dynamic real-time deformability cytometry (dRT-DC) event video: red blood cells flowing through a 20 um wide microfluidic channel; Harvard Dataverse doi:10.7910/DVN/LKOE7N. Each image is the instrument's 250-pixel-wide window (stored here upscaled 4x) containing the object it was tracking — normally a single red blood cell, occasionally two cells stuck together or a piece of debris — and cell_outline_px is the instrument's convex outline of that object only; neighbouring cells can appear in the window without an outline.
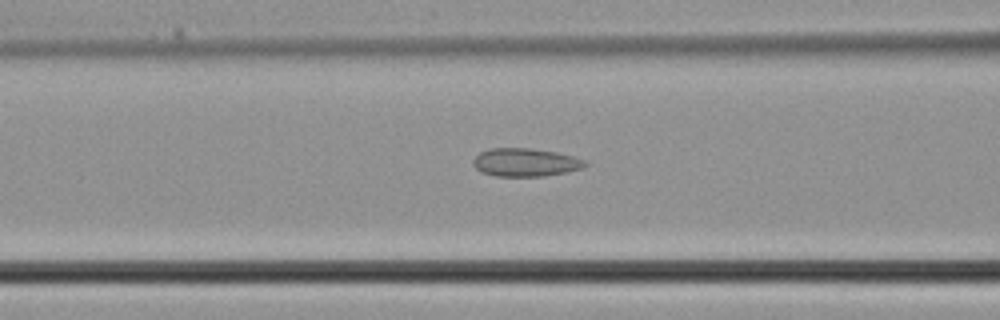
{"species": "common noctule bat (a hibernating species)", "species_latin": "Nyctalus noctula", "temperature_condition": "cold", "stored_images_in_passage": 24, "camera_frame_rate_fps": 3000, "um_per_image_px": 0.085, "animal": {"sex": "male", "body_mass_g": 21.5, "forearm_length_mm": 52.0}, "frame": {"image": 1, "passage_image": 8, "time_ms": 2.333, "image_size_px": [1000, 320], "cell_outline_px": [[588, 164], [584, 168], [568, 172], [544, 176], [496, 176], [480, 172], [472, 164], [472, 160], [480, 152], [488, 148], [532, 148], [556, 152], [588, 160]], "centroid_in_image_um": [44.68, 13.8], "position_along_channel_um": 121.9, "area_um2": 18.67}}
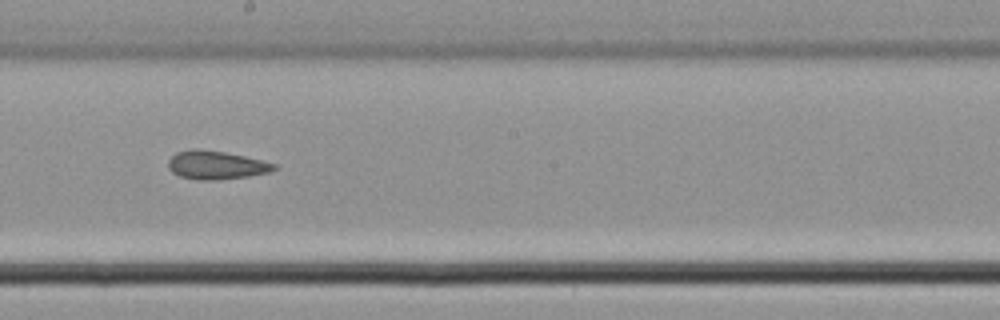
{"frame": {"image": 2, "passage_image": 14, "time_ms": 4.333, "image_size_px": [1000, 320], "cell_outline_px": [[276, 168], [268, 172], [248, 176], [216, 180], [196, 180], [180, 176], [172, 172], [168, 168], [168, 160], [176, 152], [192, 148], [200, 148], [224, 152], [244, 156], [276, 164]], "centroid_in_image_um": [18.31, 14.02], "position_along_channel_um": 229.9, "area_um2": 17.51}}
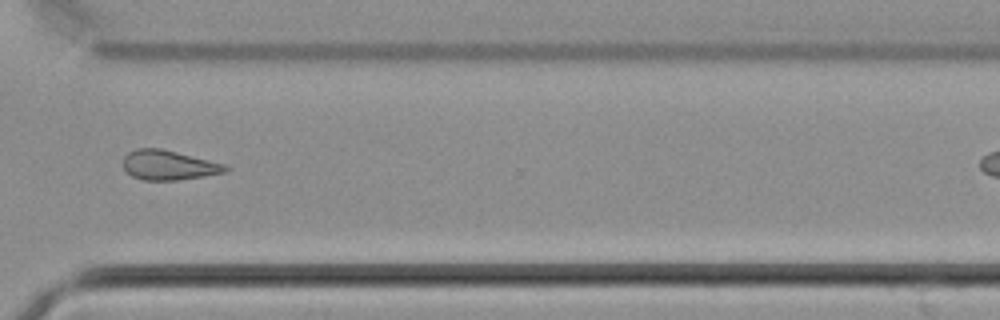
{"frame": {"image": 3, "passage_image": 21, "time_ms": 6.667, "image_size_px": [1000, 320], "cell_outline_px": [[228, 168], [224, 172], [204, 176], [176, 180], [144, 180], [132, 176], [124, 168], [124, 156], [128, 152], [136, 148], [160, 148], [224, 164]], "centroid_in_image_um": [14.29, 14.03], "position_along_channel_um": 356.3, "area_um2": 17.34}}